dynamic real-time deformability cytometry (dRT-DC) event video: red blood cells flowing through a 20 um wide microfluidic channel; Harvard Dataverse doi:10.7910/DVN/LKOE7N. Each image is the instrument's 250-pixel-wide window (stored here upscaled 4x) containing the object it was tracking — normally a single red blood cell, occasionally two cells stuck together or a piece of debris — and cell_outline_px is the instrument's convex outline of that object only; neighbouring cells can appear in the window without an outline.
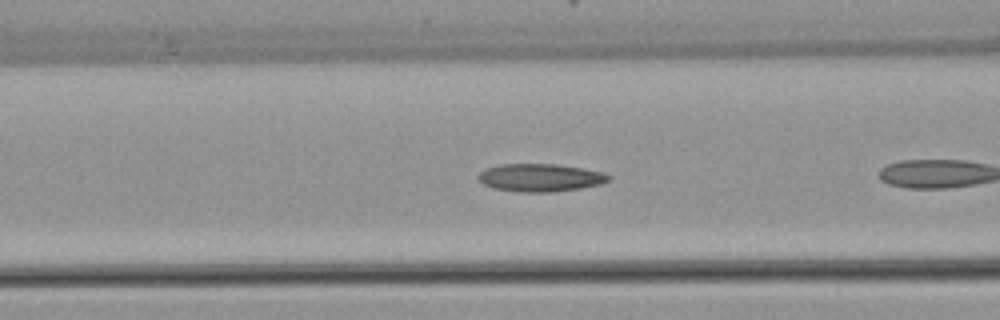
{"species": "common noctule bat (a hibernating species)", "species_latin": "Nyctalus noctula", "temperature_condition": "warm", "stored_images_in_passage": 8, "camera_frame_rate_fps": 3000, "um_per_image_px": 0.085, "animal": {"sex": "female", "body_mass_g": 22.7, "forearm_length_mm": 54.2}, "frame": {"image": 1, "passage_image": 6, "time_ms": 1.667, "image_size_px": [1000, 320], "cell_outline_px": [[612, 176], [608, 180], [600, 184], [580, 188], [552, 192], [520, 192], [492, 188], [484, 184], [476, 176], [480, 172], [488, 168], [500, 164], [556, 164], [604, 172]], "centroid_in_image_um": [45.91, 15.1], "position_along_channel_um": 120.7, "area_um2": 21.04}}